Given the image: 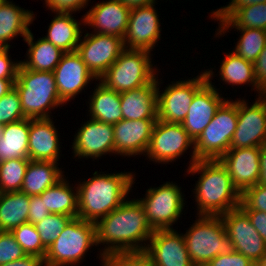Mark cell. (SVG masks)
Masks as SVG:
<instances>
[{
	"mask_svg": "<svg viewBox=\"0 0 266 266\" xmlns=\"http://www.w3.org/2000/svg\"><path fill=\"white\" fill-rule=\"evenodd\" d=\"M156 4L131 8L123 38L125 49L152 52L161 39V22Z\"/></svg>",
	"mask_w": 266,
	"mask_h": 266,
	"instance_id": "obj_17",
	"label": "cell"
},
{
	"mask_svg": "<svg viewBox=\"0 0 266 266\" xmlns=\"http://www.w3.org/2000/svg\"><path fill=\"white\" fill-rule=\"evenodd\" d=\"M266 0H230L226 6L211 10L210 18L214 19H229L237 10L250 6L252 4L265 3Z\"/></svg>",
	"mask_w": 266,
	"mask_h": 266,
	"instance_id": "obj_43",
	"label": "cell"
},
{
	"mask_svg": "<svg viewBox=\"0 0 266 266\" xmlns=\"http://www.w3.org/2000/svg\"><path fill=\"white\" fill-rule=\"evenodd\" d=\"M238 123L237 100L228 97L194 141L197 160H219L229 149Z\"/></svg>",
	"mask_w": 266,
	"mask_h": 266,
	"instance_id": "obj_8",
	"label": "cell"
},
{
	"mask_svg": "<svg viewBox=\"0 0 266 266\" xmlns=\"http://www.w3.org/2000/svg\"><path fill=\"white\" fill-rule=\"evenodd\" d=\"M131 8L120 0H103L91 6L84 16V27H91L98 34L115 35L124 38Z\"/></svg>",
	"mask_w": 266,
	"mask_h": 266,
	"instance_id": "obj_22",
	"label": "cell"
},
{
	"mask_svg": "<svg viewBox=\"0 0 266 266\" xmlns=\"http://www.w3.org/2000/svg\"><path fill=\"white\" fill-rule=\"evenodd\" d=\"M30 196L21 191L0 193V231L11 232L28 222Z\"/></svg>",
	"mask_w": 266,
	"mask_h": 266,
	"instance_id": "obj_33",
	"label": "cell"
},
{
	"mask_svg": "<svg viewBox=\"0 0 266 266\" xmlns=\"http://www.w3.org/2000/svg\"><path fill=\"white\" fill-rule=\"evenodd\" d=\"M182 233L189 257L194 266H205L217 255L235 251L234 244L226 234L220 216L198 215ZM198 217V218H197Z\"/></svg>",
	"mask_w": 266,
	"mask_h": 266,
	"instance_id": "obj_5",
	"label": "cell"
},
{
	"mask_svg": "<svg viewBox=\"0 0 266 266\" xmlns=\"http://www.w3.org/2000/svg\"><path fill=\"white\" fill-rule=\"evenodd\" d=\"M29 214H28V222L32 224H37L46 218L49 214H51L44 204V200H41V196H30L29 202Z\"/></svg>",
	"mask_w": 266,
	"mask_h": 266,
	"instance_id": "obj_47",
	"label": "cell"
},
{
	"mask_svg": "<svg viewBox=\"0 0 266 266\" xmlns=\"http://www.w3.org/2000/svg\"><path fill=\"white\" fill-rule=\"evenodd\" d=\"M0 266H44V261L38 256L26 255L18 260L1 264Z\"/></svg>",
	"mask_w": 266,
	"mask_h": 266,
	"instance_id": "obj_50",
	"label": "cell"
},
{
	"mask_svg": "<svg viewBox=\"0 0 266 266\" xmlns=\"http://www.w3.org/2000/svg\"><path fill=\"white\" fill-rule=\"evenodd\" d=\"M144 253L152 266H194L182 233L175 229L154 230Z\"/></svg>",
	"mask_w": 266,
	"mask_h": 266,
	"instance_id": "obj_19",
	"label": "cell"
},
{
	"mask_svg": "<svg viewBox=\"0 0 266 266\" xmlns=\"http://www.w3.org/2000/svg\"><path fill=\"white\" fill-rule=\"evenodd\" d=\"M222 63H220L219 71L216 74L224 84L229 86H244L248 85L251 90L258 93L259 96V86L256 80L253 63L244 60L242 57L236 55L233 51L229 52L223 57Z\"/></svg>",
	"mask_w": 266,
	"mask_h": 266,
	"instance_id": "obj_31",
	"label": "cell"
},
{
	"mask_svg": "<svg viewBox=\"0 0 266 266\" xmlns=\"http://www.w3.org/2000/svg\"><path fill=\"white\" fill-rule=\"evenodd\" d=\"M16 79H0V98L14 88Z\"/></svg>",
	"mask_w": 266,
	"mask_h": 266,
	"instance_id": "obj_53",
	"label": "cell"
},
{
	"mask_svg": "<svg viewBox=\"0 0 266 266\" xmlns=\"http://www.w3.org/2000/svg\"><path fill=\"white\" fill-rule=\"evenodd\" d=\"M25 119L15 88L0 98V123L7 125Z\"/></svg>",
	"mask_w": 266,
	"mask_h": 266,
	"instance_id": "obj_39",
	"label": "cell"
},
{
	"mask_svg": "<svg viewBox=\"0 0 266 266\" xmlns=\"http://www.w3.org/2000/svg\"><path fill=\"white\" fill-rule=\"evenodd\" d=\"M58 165L60 164L52 161L30 160L20 191L28 196H37L54 186L65 176V171Z\"/></svg>",
	"mask_w": 266,
	"mask_h": 266,
	"instance_id": "obj_29",
	"label": "cell"
},
{
	"mask_svg": "<svg viewBox=\"0 0 266 266\" xmlns=\"http://www.w3.org/2000/svg\"><path fill=\"white\" fill-rule=\"evenodd\" d=\"M200 73L194 78L172 81L163 88L164 91L160 90L164 82L157 76L158 120L170 123L184 121L194 94L207 82L204 70Z\"/></svg>",
	"mask_w": 266,
	"mask_h": 266,
	"instance_id": "obj_11",
	"label": "cell"
},
{
	"mask_svg": "<svg viewBox=\"0 0 266 266\" xmlns=\"http://www.w3.org/2000/svg\"><path fill=\"white\" fill-rule=\"evenodd\" d=\"M207 82L194 94L186 118L181 123L189 136L195 141L213 119L217 109L226 100L218 92L220 88L212 82L213 69H204Z\"/></svg>",
	"mask_w": 266,
	"mask_h": 266,
	"instance_id": "obj_14",
	"label": "cell"
},
{
	"mask_svg": "<svg viewBox=\"0 0 266 266\" xmlns=\"http://www.w3.org/2000/svg\"><path fill=\"white\" fill-rule=\"evenodd\" d=\"M259 266H266V254L263 256L261 261L258 263Z\"/></svg>",
	"mask_w": 266,
	"mask_h": 266,
	"instance_id": "obj_54",
	"label": "cell"
},
{
	"mask_svg": "<svg viewBox=\"0 0 266 266\" xmlns=\"http://www.w3.org/2000/svg\"><path fill=\"white\" fill-rule=\"evenodd\" d=\"M10 48H0V79H16L20 61L9 55Z\"/></svg>",
	"mask_w": 266,
	"mask_h": 266,
	"instance_id": "obj_46",
	"label": "cell"
},
{
	"mask_svg": "<svg viewBox=\"0 0 266 266\" xmlns=\"http://www.w3.org/2000/svg\"><path fill=\"white\" fill-rule=\"evenodd\" d=\"M72 219L73 217L67 215L49 214L42 221L34 224L42 244L48 248Z\"/></svg>",
	"mask_w": 266,
	"mask_h": 266,
	"instance_id": "obj_38",
	"label": "cell"
},
{
	"mask_svg": "<svg viewBox=\"0 0 266 266\" xmlns=\"http://www.w3.org/2000/svg\"><path fill=\"white\" fill-rule=\"evenodd\" d=\"M220 217L227 236L234 244L235 251L258 264L266 254V243L251 224L248 215L240 207H237Z\"/></svg>",
	"mask_w": 266,
	"mask_h": 266,
	"instance_id": "obj_15",
	"label": "cell"
},
{
	"mask_svg": "<svg viewBox=\"0 0 266 266\" xmlns=\"http://www.w3.org/2000/svg\"><path fill=\"white\" fill-rule=\"evenodd\" d=\"M30 119L9 123L4 126L0 138V162L8 159H28Z\"/></svg>",
	"mask_w": 266,
	"mask_h": 266,
	"instance_id": "obj_32",
	"label": "cell"
},
{
	"mask_svg": "<svg viewBox=\"0 0 266 266\" xmlns=\"http://www.w3.org/2000/svg\"><path fill=\"white\" fill-rule=\"evenodd\" d=\"M129 199L95 223L100 261L111 253L144 252L154 233L140 201Z\"/></svg>",
	"mask_w": 266,
	"mask_h": 266,
	"instance_id": "obj_1",
	"label": "cell"
},
{
	"mask_svg": "<svg viewBox=\"0 0 266 266\" xmlns=\"http://www.w3.org/2000/svg\"><path fill=\"white\" fill-rule=\"evenodd\" d=\"M11 233L27 255L38 256L44 259L47 248L42 244L34 224L29 222L21 224L14 228Z\"/></svg>",
	"mask_w": 266,
	"mask_h": 266,
	"instance_id": "obj_37",
	"label": "cell"
},
{
	"mask_svg": "<svg viewBox=\"0 0 266 266\" xmlns=\"http://www.w3.org/2000/svg\"><path fill=\"white\" fill-rule=\"evenodd\" d=\"M191 150L190 167L196 159L194 140L189 136L181 123H170L157 120L155 122L151 141L145 156L147 160L157 164L174 163L185 155L187 150Z\"/></svg>",
	"mask_w": 266,
	"mask_h": 266,
	"instance_id": "obj_10",
	"label": "cell"
},
{
	"mask_svg": "<svg viewBox=\"0 0 266 266\" xmlns=\"http://www.w3.org/2000/svg\"><path fill=\"white\" fill-rule=\"evenodd\" d=\"M67 178L68 176L63 177L54 186L46 189L40 196L41 200H44L46 209L51 214H62L77 218V186H73V183L71 185Z\"/></svg>",
	"mask_w": 266,
	"mask_h": 266,
	"instance_id": "obj_30",
	"label": "cell"
},
{
	"mask_svg": "<svg viewBox=\"0 0 266 266\" xmlns=\"http://www.w3.org/2000/svg\"><path fill=\"white\" fill-rule=\"evenodd\" d=\"M242 99V100H241ZM238 123L230 148L261 147L266 142V95L249 104L237 98Z\"/></svg>",
	"mask_w": 266,
	"mask_h": 266,
	"instance_id": "obj_12",
	"label": "cell"
},
{
	"mask_svg": "<svg viewBox=\"0 0 266 266\" xmlns=\"http://www.w3.org/2000/svg\"><path fill=\"white\" fill-rule=\"evenodd\" d=\"M34 38L30 31L24 40L29 47L26 59L20 60V64L33 71L53 72L65 52L43 37L38 38L37 41Z\"/></svg>",
	"mask_w": 266,
	"mask_h": 266,
	"instance_id": "obj_28",
	"label": "cell"
},
{
	"mask_svg": "<svg viewBox=\"0 0 266 266\" xmlns=\"http://www.w3.org/2000/svg\"><path fill=\"white\" fill-rule=\"evenodd\" d=\"M133 173L95 171L91 178L78 181L79 184H75L78 191L77 217L96 223L119 207L135 184L136 174Z\"/></svg>",
	"mask_w": 266,
	"mask_h": 266,
	"instance_id": "obj_2",
	"label": "cell"
},
{
	"mask_svg": "<svg viewBox=\"0 0 266 266\" xmlns=\"http://www.w3.org/2000/svg\"><path fill=\"white\" fill-rule=\"evenodd\" d=\"M29 159L16 158L0 162V193L20 191Z\"/></svg>",
	"mask_w": 266,
	"mask_h": 266,
	"instance_id": "obj_36",
	"label": "cell"
},
{
	"mask_svg": "<svg viewBox=\"0 0 266 266\" xmlns=\"http://www.w3.org/2000/svg\"><path fill=\"white\" fill-rule=\"evenodd\" d=\"M46 8L55 12H80L83 8H87L91 0H44Z\"/></svg>",
	"mask_w": 266,
	"mask_h": 266,
	"instance_id": "obj_44",
	"label": "cell"
},
{
	"mask_svg": "<svg viewBox=\"0 0 266 266\" xmlns=\"http://www.w3.org/2000/svg\"><path fill=\"white\" fill-rule=\"evenodd\" d=\"M241 209H252L266 212V185L258 183L247 188L241 194Z\"/></svg>",
	"mask_w": 266,
	"mask_h": 266,
	"instance_id": "obj_41",
	"label": "cell"
},
{
	"mask_svg": "<svg viewBox=\"0 0 266 266\" xmlns=\"http://www.w3.org/2000/svg\"><path fill=\"white\" fill-rule=\"evenodd\" d=\"M26 255L11 232L0 231V265L18 260Z\"/></svg>",
	"mask_w": 266,
	"mask_h": 266,
	"instance_id": "obj_42",
	"label": "cell"
},
{
	"mask_svg": "<svg viewBox=\"0 0 266 266\" xmlns=\"http://www.w3.org/2000/svg\"><path fill=\"white\" fill-rule=\"evenodd\" d=\"M53 73L58 94L67 104L85 92L90 82H98L77 51L64 53Z\"/></svg>",
	"mask_w": 266,
	"mask_h": 266,
	"instance_id": "obj_18",
	"label": "cell"
},
{
	"mask_svg": "<svg viewBox=\"0 0 266 266\" xmlns=\"http://www.w3.org/2000/svg\"><path fill=\"white\" fill-rule=\"evenodd\" d=\"M125 6L129 8L148 6L158 4L157 0H120Z\"/></svg>",
	"mask_w": 266,
	"mask_h": 266,
	"instance_id": "obj_52",
	"label": "cell"
},
{
	"mask_svg": "<svg viewBox=\"0 0 266 266\" xmlns=\"http://www.w3.org/2000/svg\"><path fill=\"white\" fill-rule=\"evenodd\" d=\"M35 15L33 11L19 7L11 0H1L0 48H11L10 42L18 36L25 40L31 31L29 26L35 20Z\"/></svg>",
	"mask_w": 266,
	"mask_h": 266,
	"instance_id": "obj_24",
	"label": "cell"
},
{
	"mask_svg": "<svg viewBox=\"0 0 266 266\" xmlns=\"http://www.w3.org/2000/svg\"><path fill=\"white\" fill-rule=\"evenodd\" d=\"M185 172L193 176L200 174L192 190L197 216H220L239 207L241 194L219 160H197Z\"/></svg>",
	"mask_w": 266,
	"mask_h": 266,
	"instance_id": "obj_3",
	"label": "cell"
},
{
	"mask_svg": "<svg viewBox=\"0 0 266 266\" xmlns=\"http://www.w3.org/2000/svg\"><path fill=\"white\" fill-rule=\"evenodd\" d=\"M249 217L253 227L259 232L260 236L264 239L266 243V212L252 210V209H242Z\"/></svg>",
	"mask_w": 266,
	"mask_h": 266,
	"instance_id": "obj_49",
	"label": "cell"
},
{
	"mask_svg": "<svg viewBox=\"0 0 266 266\" xmlns=\"http://www.w3.org/2000/svg\"><path fill=\"white\" fill-rule=\"evenodd\" d=\"M72 142L74 158L98 160L107 154H114V128L112 124L89 118L82 121ZM98 158V159H97Z\"/></svg>",
	"mask_w": 266,
	"mask_h": 266,
	"instance_id": "obj_16",
	"label": "cell"
},
{
	"mask_svg": "<svg viewBox=\"0 0 266 266\" xmlns=\"http://www.w3.org/2000/svg\"><path fill=\"white\" fill-rule=\"evenodd\" d=\"M88 99L89 118L108 124H116L123 119L120 93L107 88L100 81Z\"/></svg>",
	"mask_w": 266,
	"mask_h": 266,
	"instance_id": "obj_27",
	"label": "cell"
},
{
	"mask_svg": "<svg viewBox=\"0 0 266 266\" xmlns=\"http://www.w3.org/2000/svg\"><path fill=\"white\" fill-rule=\"evenodd\" d=\"M250 259L246 258L242 253L232 252L230 254L217 255L205 266H255Z\"/></svg>",
	"mask_w": 266,
	"mask_h": 266,
	"instance_id": "obj_45",
	"label": "cell"
},
{
	"mask_svg": "<svg viewBox=\"0 0 266 266\" xmlns=\"http://www.w3.org/2000/svg\"><path fill=\"white\" fill-rule=\"evenodd\" d=\"M158 119L125 120L113 124L114 155L124 157L145 156L152 131Z\"/></svg>",
	"mask_w": 266,
	"mask_h": 266,
	"instance_id": "obj_21",
	"label": "cell"
},
{
	"mask_svg": "<svg viewBox=\"0 0 266 266\" xmlns=\"http://www.w3.org/2000/svg\"><path fill=\"white\" fill-rule=\"evenodd\" d=\"M101 266H152L144 252L111 253L103 255Z\"/></svg>",
	"mask_w": 266,
	"mask_h": 266,
	"instance_id": "obj_40",
	"label": "cell"
},
{
	"mask_svg": "<svg viewBox=\"0 0 266 266\" xmlns=\"http://www.w3.org/2000/svg\"><path fill=\"white\" fill-rule=\"evenodd\" d=\"M53 117L30 119L28 159L59 163L61 158L60 134L54 125ZM61 153V154H60Z\"/></svg>",
	"mask_w": 266,
	"mask_h": 266,
	"instance_id": "obj_23",
	"label": "cell"
},
{
	"mask_svg": "<svg viewBox=\"0 0 266 266\" xmlns=\"http://www.w3.org/2000/svg\"><path fill=\"white\" fill-rule=\"evenodd\" d=\"M240 33L233 51L244 60L254 63L260 52L266 46V30L253 28H234Z\"/></svg>",
	"mask_w": 266,
	"mask_h": 266,
	"instance_id": "obj_35",
	"label": "cell"
},
{
	"mask_svg": "<svg viewBox=\"0 0 266 266\" xmlns=\"http://www.w3.org/2000/svg\"><path fill=\"white\" fill-rule=\"evenodd\" d=\"M152 56L148 50L125 49L98 81L119 93L157 82L160 69Z\"/></svg>",
	"mask_w": 266,
	"mask_h": 266,
	"instance_id": "obj_6",
	"label": "cell"
},
{
	"mask_svg": "<svg viewBox=\"0 0 266 266\" xmlns=\"http://www.w3.org/2000/svg\"><path fill=\"white\" fill-rule=\"evenodd\" d=\"M253 66L259 86V96L266 95V46L260 52Z\"/></svg>",
	"mask_w": 266,
	"mask_h": 266,
	"instance_id": "obj_48",
	"label": "cell"
},
{
	"mask_svg": "<svg viewBox=\"0 0 266 266\" xmlns=\"http://www.w3.org/2000/svg\"><path fill=\"white\" fill-rule=\"evenodd\" d=\"M83 32L86 33L81 34L77 52L99 80L125 50L124 41L115 35L89 33L86 29Z\"/></svg>",
	"mask_w": 266,
	"mask_h": 266,
	"instance_id": "obj_13",
	"label": "cell"
},
{
	"mask_svg": "<svg viewBox=\"0 0 266 266\" xmlns=\"http://www.w3.org/2000/svg\"><path fill=\"white\" fill-rule=\"evenodd\" d=\"M218 23L213 38L224 37L233 28H255L266 30V4H252L240 8L229 19H214ZM219 21V22H218ZM220 35V36H219Z\"/></svg>",
	"mask_w": 266,
	"mask_h": 266,
	"instance_id": "obj_34",
	"label": "cell"
},
{
	"mask_svg": "<svg viewBox=\"0 0 266 266\" xmlns=\"http://www.w3.org/2000/svg\"><path fill=\"white\" fill-rule=\"evenodd\" d=\"M92 246L97 247L95 223L73 218L47 248L44 266H77Z\"/></svg>",
	"mask_w": 266,
	"mask_h": 266,
	"instance_id": "obj_7",
	"label": "cell"
},
{
	"mask_svg": "<svg viewBox=\"0 0 266 266\" xmlns=\"http://www.w3.org/2000/svg\"><path fill=\"white\" fill-rule=\"evenodd\" d=\"M181 189L177 183L168 181L148 188L145 197L138 198L153 230L173 229L182 216L186 201Z\"/></svg>",
	"mask_w": 266,
	"mask_h": 266,
	"instance_id": "obj_9",
	"label": "cell"
},
{
	"mask_svg": "<svg viewBox=\"0 0 266 266\" xmlns=\"http://www.w3.org/2000/svg\"><path fill=\"white\" fill-rule=\"evenodd\" d=\"M4 126L2 123H0V138L2 137L3 135V130H4Z\"/></svg>",
	"mask_w": 266,
	"mask_h": 266,
	"instance_id": "obj_55",
	"label": "cell"
},
{
	"mask_svg": "<svg viewBox=\"0 0 266 266\" xmlns=\"http://www.w3.org/2000/svg\"><path fill=\"white\" fill-rule=\"evenodd\" d=\"M261 173L259 183L266 185V142L260 147Z\"/></svg>",
	"mask_w": 266,
	"mask_h": 266,
	"instance_id": "obj_51",
	"label": "cell"
},
{
	"mask_svg": "<svg viewBox=\"0 0 266 266\" xmlns=\"http://www.w3.org/2000/svg\"><path fill=\"white\" fill-rule=\"evenodd\" d=\"M123 119H158L157 82L120 93Z\"/></svg>",
	"mask_w": 266,
	"mask_h": 266,
	"instance_id": "obj_25",
	"label": "cell"
},
{
	"mask_svg": "<svg viewBox=\"0 0 266 266\" xmlns=\"http://www.w3.org/2000/svg\"><path fill=\"white\" fill-rule=\"evenodd\" d=\"M14 88L28 119L51 118L52 110L67 105L58 94L53 72L33 71L20 64Z\"/></svg>",
	"mask_w": 266,
	"mask_h": 266,
	"instance_id": "obj_4",
	"label": "cell"
},
{
	"mask_svg": "<svg viewBox=\"0 0 266 266\" xmlns=\"http://www.w3.org/2000/svg\"><path fill=\"white\" fill-rule=\"evenodd\" d=\"M219 161L227 169L232 184L240 194L259 183L260 147L230 148Z\"/></svg>",
	"mask_w": 266,
	"mask_h": 266,
	"instance_id": "obj_20",
	"label": "cell"
},
{
	"mask_svg": "<svg viewBox=\"0 0 266 266\" xmlns=\"http://www.w3.org/2000/svg\"><path fill=\"white\" fill-rule=\"evenodd\" d=\"M56 14V15H55ZM52 21L47 30V35L44 39L51 42L54 46L61 49L63 52L77 51L82 31L81 26H84V16L81 17V22L76 20L72 12H55Z\"/></svg>",
	"mask_w": 266,
	"mask_h": 266,
	"instance_id": "obj_26",
	"label": "cell"
}]
</instances>
